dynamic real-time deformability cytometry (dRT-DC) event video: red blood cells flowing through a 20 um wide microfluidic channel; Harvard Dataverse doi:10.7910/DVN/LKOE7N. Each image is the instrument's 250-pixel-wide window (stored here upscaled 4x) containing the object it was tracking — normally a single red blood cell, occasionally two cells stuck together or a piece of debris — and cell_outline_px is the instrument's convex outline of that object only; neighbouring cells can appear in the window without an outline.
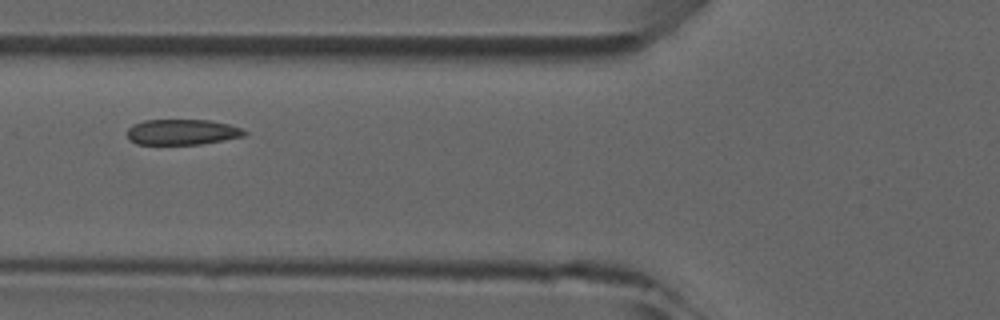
{"species": "common noctule bat (a hibernating species)", "species_latin": "Nyctalus noctula", "temperature_condition": "room temperature", "stored_images_in_passage": 6, "camera_frame_rate_fps": 3000, "um_per_image_px": 0.085, "animal": {"sex": "male", "forearm_length_mm": 52.5}, "frame": {"image": 1, "passage_image": 5, "time_ms": 4.333, "image_size_px": [1000, 320], "cell_outline_px": [[248, 132], [244, 136], [200, 144], [136, 144], [128, 140], [128, 128], [132, 124], [144, 120], [208, 120], [228, 124], [240, 128]], "centroid_in_image_um": [15.44, 11.22], "position_along_channel_um": 110.4, "area_um2": 17.4}}
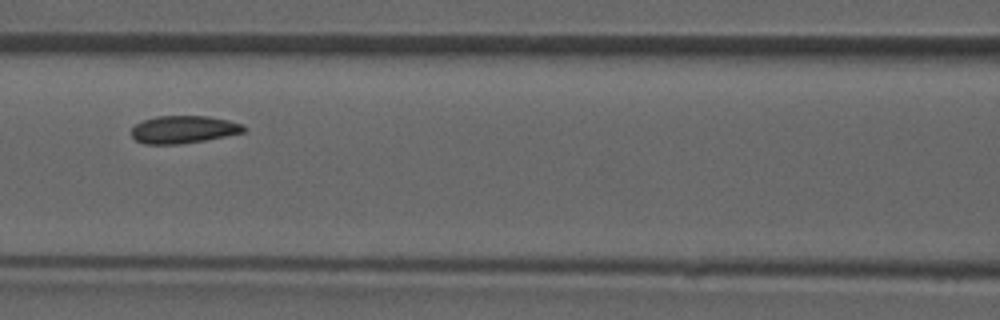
{"frame": {"image": 2, "passage_image": 6, "time_ms": 5.333, "image_size_px": [1000, 320], "cell_outline_px": [[248, 128], [244, 132], [204, 140], [180, 144], [144, 144], [136, 140], [132, 136], [132, 128], [136, 124], [144, 120], [156, 116], [208, 116], [228, 120], [244, 124]], "centroid_in_image_um": [15.62, 11.0], "position_along_channel_um": 151.0, "area_um2": 18.03}}